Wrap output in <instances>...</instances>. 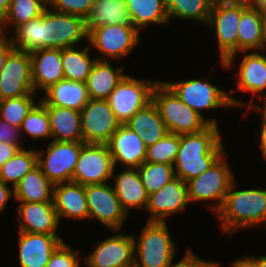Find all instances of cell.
<instances>
[{
    "instance_id": "1",
    "label": "cell",
    "mask_w": 266,
    "mask_h": 267,
    "mask_svg": "<svg viewBox=\"0 0 266 267\" xmlns=\"http://www.w3.org/2000/svg\"><path fill=\"white\" fill-rule=\"evenodd\" d=\"M7 38L15 49L31 53L39 49L75 47L88 39V33L83 17L47 6L40 17L21 24Z\"/></svg>"
},
{
    "instance_id": "2",
    "label": "cell",
    "mask_w": 266,
    "mask_h": 267,
    "mask_svg": "<svg viewBox=\"0 0 266 267\" xmlns=\"http://www.w3.org/2000/svg\"><path fill=\"white\" fill-rule=\"evenodd\" d=\"M222 142L217 125L210 124L198 133L181 134L173 164L175 176L187 182L201 175L225 153Z\"/></svg>"
},
{
    "instance_id": "3",
    "label": "cell",
    "mask_w": 266,
    "mask_h": 267,
    "mask_svg": "<svg viewBox=\"0 0 266 267\" xmlns=\"http://www.w3.org/2000/svg\"><path fill=\"white\" fill-rule=\"evenodd\" d=\"M236 180L231 184L224 203L215 214L221 222L223 233L264 225L266 227V190L251 188L235 190Z\"/></svg>"
},
{
    "instance_id": "4",
    "label": "cell",
    "mask_w": 266,
    "mask_h": 267,
    "mask_svg": "<svg viewBox=\"0 0 266 267\" xmlns=\"http://www.w3.org/2000/svg\"><path fill=\"white\" fill-rule=\"evenodd\" d=\"M152 101L170 133H198L210 124L217 125L216 119H204L195 110L182 102L175 92L165 83L157 82L152 91Z\"/></svg>"
},
{
    "instance_id": "5",
    "label": "cell",
    "mask_w": 266,
    "mask_h": 267,
    "mask_svg": "<svg viewBox=\"0 0 266 267\" xmlns=\"http://www.w3.org/2000/svg\"><path fill=\"white\" fill-rule=\"evenodd\" d=\"M134 239L136 267H169L177 246L171 237L167 222L147 221L141 234Z\"/></svg>"
},
{
    "instance_id": "6",
    "label": "cell",
    "mask_w": 266,
    "mask_h": 267,
    "mask_svg": "<svg viewBox=\"0 0 266 267\" xmlns=\"http://www.w3.org/2000/svg\"><path fill=\"white\" fill-rule=\"evenodd\" d=\"M183 103L195 110L204 119L202 110H213L222 107H243L248 103L239 101L231 96L233 89L225 92L217 86L211 84L208 79H189L178 82H165ZM230 94V95H229Z\"/></svg>"
},
{
    "instance_id": "7",
    "label": "cell",
    "mask_w": 266,
    "mask_h": 267,
    "mask_svg": "<svg viewBox=\"0 0 266 267\" xmlns=\"http://www.w3.org/2000/svg\"><path fill=\"white\" fill-rule=\"evenodd\" d=\"M223 153L207 170L201 175L187 181V191L189 202L212 201L208 209L215 214L222 207L226 194L234 182L233 172L225 159ZM214 200V201H213Z\"/></svg>"
},
{
    "instance_id": "8",
    "label": "cell",
    "mask_w": 266,
    "mask_h": 267,
    "mask_svg": "<svg viewBox=\"0 0 266 267\" xmlns=\"http://www.w3.org/2000/svg\"><path fill=\"white\" fill-rule=\"evenodd\" d=\"M158 81L137 80L126 75L106 99L116 119L125 124L138 110L152 101V91Z\"/></svg>"
},
{
    "instance_id": "9",
    "label": "cell",
    "mask_w": 266,
    "mask_h": 267,
    "mask_svg": "<svg viewBox=\"0 0 266 267\" xmlns=\"http://www.w3.org/2000/svg\"><path fill=\"white\" fill-rule=\"evenodd\" d=\"M83 144L51 140L46 151L36 149L37 165L54 185L71 182Z\"/></svg>"
},
{
    "instance_id": "10",
    "label": "cell",
    "mask_w": 266,
    "mask_h": 267,
    "mask_svg": "<svg viewBox=\"0 0 266 267\" xmlns=\"http://www.w3.org/2000/svg\"><path fill=\"white\" fill-rule=\"evenodd\" d=\"M139 31L133 25L110 24L94 28L87 43L101 53L98 60L127 57L139 42Z\"/></svg>"
},
{
    "instance_id": "11",
    "label": "cell",
    "mask_w": 266,
    "mask_h": 267,
    "mask_svg": "<svg viewBox=\"0 0 266 267\" xmlns=\"http://www.w3.org/2000/svg\"><path fill=\"white\" fill-rule=\"evenodd\" d=\"M113 159L106 144L82 145L72 182L81 185L106 183L112 177Z\"/></svg>"
},
{
    "instance_id": "12",
    "label": "cell",
    "mask_w": 266,
    "mask_h": 267,
    "mask_svg": "<svg viewBox=\"0 0 266 267\" xmlns=\"http://www.w3.org/2000/svg\"><path fill=\"white\" fill-rule=\"evenodd\" d=\"M89 219L95 218L108 229L121 230L129 217L122 208L112 185L106 183L85 186Z\"/></svg>"
},
{
    "instance_id": "13",
    "label": "cell",
    "mask_w": 266,
    "mask_h": 267,
    "mask_svg": "<svg viewBox=\"0 0 266 267\" xmlns=\"http://www.w3.org/2000/svg\"><path fill=\"white\" fill-rule=\"evenodd\" d=\"M37 95L33 88L30 53L13 49L0 71V101Z\"/></svg>"
},
{
    "instance_id": "14",
    "label": "cell",
    "mask_w": 266,
    "mask_h": 267,
    "mask_svg": "<svg viewBox=\"0 0 266 267\" xmlns=\"http://www.w3.org/2000/svg\"><path fill=\"white\" fill-rule=\"evenodd\" d=\"M242 3L214 4L207 24L216 35L220 60L225 62L237 53L238 25L241 20Z\"/></svg>"
},
{
    "instance_id": "15",
    "label": "cell",
    "mask_w": 266,
    "mask_h": 267,
    "mask_svg": "<svg viewBox=\"0 0 266 267\" xmlns=\"http://www.w3.org/2000/svg\"><path fill=\"white\" fill-rule=\"evenodd\" d=\"M80 117L84 143L106 144L121 125L104 99H90Z\"/></svg>"
},
{
    "instance_id": "16",
    "label": "cell",
    "mask_w": 266,
    "mask_h": 267,
    "mask_svg": "<svg viewBox=\"0 0 266 267\" xmlns=\"http://www.w3.org/2000/svg\"><path fill=\"white\" fill-rule=\"evenodd\" d=\"M95 243L94 250L85 258L87 267H130L134 265L133 235L118 233ZM97 244V245H96Z\"/></svg>"
},
{
    "instance_id": "17",
    "label": "cell",
    "mask_w": 266,
    "mask_h": 267,
    "mask_svg": "<svg viewBox=\"0 0 266 267\" xmlns=\"http://www.w3.org/2000/svg\"><path fill=\"white\" fill-rule=\"evenodd\" d=\"M188 204L187 183L175 177L160 190L149 194L145 208L150 212L147 221L165 222L166 217L186 209Z\"/></svg>"
},
{
    "instance_id": "18",
    "label": "cell",
    "mask_w": 266,
    "mask_h": 267,
    "mask_svg": "<svg viewBox=\"0 0 266 267\" xmlns=\"http://www.w3.org/2000/svg\"><path fill=\"white\" fill-rule=\"evenodd\" d=\"M114 167L121 163L126 168H138L145 162L147 146L138 134L121 124L106 143Z\"/></svg>"
},
{
    "instance_id": "19",
    "label": "cell",
    "mask_w": 266,
    "mask_h": 267,
    "mask_svg": "<svg viewBox=\"0 0 266 267\" xmlns=\"http://www.w3.org/2000/svg\"><path fill=\"white\" fill-rule=\"evenodd\" d=\"M18 205L20 232L57 235L60 222L54 202H19Z\"/></svg>"
},
{
    "instance_id": "20",
    "label": "cell",
    "mask_w": 266,
    "mask_h": 267,
    "mask_svg": "<svg viewBox=\"0 0 266 267\" xmlns=\"http://www.w3.org/2000/svg\"><path fill=\"white\" fill-rule=\"evenodd\" d=\"M18 238L21 267H46L50 255L64 241L58 235L20 231Z\"/></svg>"
},
{
    "instance_id": "21",
    "label": "cell",
    "mask_w": 266,
    "mask_h": 267,
    "mask_svg": "<svg viewBox=\"0 0 266 267\" xmlns=\"http://www.w3.org/2000/svg\"><path fill=\"white\" fill-rule=\"evenodd\" d=\"M265 13L257 8L242 3L241 20L238 25L237 53L221 62L223 68L230 69L234 65L237 54L243 51H260L263 39V21Z\"/></svg>"
},
{
    "instance_id": "22",
    "label": "cell",
    "mask_w": 266,
    "mask_h": 267,
    "mask_svg": "<svg viewBox=\"0 0 266 267\" xmlns=\"http://www.w3.org/2000/svg\"><path fill=\"white\" fill-rule=\"evenodd\" d=\"M32 83L35 93L64 80L61 49H39L30 53Z\"/></svg>"
},
{
    "instance_id": "23",
    "label": "cell",
    "mask_w": 266,
    "mask_h": 267,
    "mask_svg": "<svg viewBox=\"0 0 266 267\" xmlns=\"http://www.w3.org/2000/svg\"><path fill=\"white\" fill-rule=\"evenodd\" d=\"M53 202L59 222L61 218L89 219L84 185L72 181L55 184Z\"/></svg>"
},
{
    "instance_id": "24",
    "label": "cell",
    "mask_w": 266,
    "mask_h": 267,
    "mask_svg": "<svg viewBox=\"0 0 266 267\" xmlns=\"http://www.w3.org/2000/svg\"><path fill=\"white\" fill-rule=\"evenodd\" d=\"M115 169L111 180L115 183L113 188L122 208L128 215L131 208L145 209L149 194L140 180L137 168H125L116 175Z\"/></svg>"
},
{
    "instance_id": "25",
    "label": "cell",
    "mask_w": 266,
    "mask_h": 267,
    "mask_svg": "<svg viewBox=\"0 0 266 267\" xmlns=\"http://www.w3.org/2000/svg\"><path fill=\"white\" fill-rule=\"evenodd\" d=\"M247 53H242L244 57L238 67V85L235 90L261 96L266 91V54L259 51Z\"/></svg>"
},
{
    "instance_id": "26",
    "label": "cell",
    "mask_w": 266,
    "mask_h": 267,
    "mask_svg": "<svg viewBox=\"0 0 266 267\" xmlns=\"http://www.w3.org/2000/svg\"><path fill=\"white\" fill-rule=\"evenodd\" d=\"M40 101L44 105L71 108L81 111L90 97L85 82L64 79L44 91Z\"/></svg>"
},
{
    "instance_id": "27",
    "label": "cell",
    "mask_w": 266,
    "mask_h": 267,
    "mask_svg": "<svg viewBox=\"0 0 266 267\" xmlns=\"http://www.w3.org/2000/svg\"><path fill=\"white\" fill-rule=\"evenodd\" d=\"M124 67L114 68L109 60H96L86 80L90 99L106 100L126 76Z\"/></svg>"
},
{
    "instance_id": "28",
    "label": "cell",
    "mask_w": 266,
    "mask_h": 267,
    "mask_svg": "<svg viewBox=\"0 0 266 267\" xmlns=\"http://www.w3.org/2000/svg\"><path fill=\"white\" fill-rule=\"evenodd\" d=\"M50 120L52 141L83 142L80 111L45 105Z\"/></svg>"
},
{
    "instance_id": "29",
    "label": "cell",
    "mask_w": 266,
    "mask_h": 267,
    "mask_svg": "<svg viewBox=\"0 0 266 267\" xmlns=\"http://www.w3.org/2000/svg\"><path fill=\"white\" fill-rule=\"evenodd\" d=\"M125 124L138 134L147 147L155 144L168 133L153 101L138 110Z\"/></svg>"
},
{
    "instance_id": "30",
    "label": "cell",
    "mask_w": 266,
    "mask_h": 267,
    "mask_svg": "<svg viewBox=\"0 0 266 267\" xmlns=\"http://www.w3.org/2000/svg\"><path fill=\"white\" fill-rule=\"evenodd\" d=\"M13 191L17 202H53L54 184L37 165L13 187Z\"/></svg>"
},
{
    "instance_id": "31",
    "label": "cell",
    "mask_w": 266,
    "mask_h": 267,
    "mask_svg": "<svg viewBox=\"0 0 266 267\" xmlns=\"http://www.w3.org/2000/svg\"><path fill=\"white\" fill-rule=\"evenodd\" d=\"M110 24L132 25L125 0H94L85 19L87 33Z\"/></svg>"
},
{
    "instance_id": "32",
    "label": "cell",
    "mask_w": 266,
    "mask_h": 267,
    "mask_svg": "<svg viewBox=\"0 0 266 267\" xmlns=\"http://www.w3.org/2000/svg\"><path fill=\"white\" fill-rule=\"evenodd\" d=\"M132 25L140 31L148 24H169L166 0H125Z\"/></svg>"
},
{
    "instance_id": "33",
    "label": "cell",
    "mask_w": 266,
    "mask_h": 267,
    "mask_svg": "<svg viewBox=\"0 0 266 267\" xmlns=\"http://www.w3.org/2000/svg\"><path fill=\"white\" fill-rule=\"evenodd\" d=\"M47 6L44 0H11L6 15L0 21L4 37L8 35L6 29H13L12 33L21 24L40 17Z\"/></svg>"
},
{
    "instance_id": "34",
    "label": "cell",
    "mask_w": 266,
    "mask_h": 267,
    "mask_svg": "<svg viewBox=\"0 0 266 267\" xmlns=\"http://www.w3.org/2000/svg\"><path fill=\"white\" fill-rule=\"evenodd\" d=\"M89 52L90 45L82 50L77 46L61 49L64 79L86 82L92 66L97 60L95 57L91 59Z\"/></svg>"
},
{
    "instance_id": "35",
    "label": "cell",
    "mask_w": 266,
    "mask_h": 267,
    "mask_svg": "<svg viewBox=\"0 0 266 267\" xmlns=\"http://www.w3.org/2000/svg\"><path fill=\"white\" fill-rule=\"evenodd\" d=\"M37 166L36 149H20L0 168V180L14 187L28 172Z\"/></svg>"
},
{
    "instance_id": "36",
    "label": "cell",
    "mask_w": 266,
    "mask_h": 267,
    "mask_svg": "<svg viewBox=\"0 0 266 267\" xmlns=\"http://www.w3.org/2000/svg\"><path fill=\"white\" fill-rule=\"evenodd\" d=\"M166 7L169 22L179 18L207 24L212 3L210 0H166Z\"/></svg>"
},
{
    "instance_id": "37",
    "label": "cell",
    "mask_w": 266,
    "mask_h": 267,
    "mask_svg": "<svg viewBox=\"0 0 266 267\" xmlns=\"http://www.w3.org/2000/svg\"><path fill=\"white\" fill-rule=\"evenodd\" d=\"M137 170L148 194L160 190L165 184L176 177L173 165L170 164L149 163L145 161Z\"/></svg>"
},
{
    "instance_id": "38",
    "label": "cell",
    "mask_w": 266,
    "mask_h": 267,
    "mask_svg": "<svg viewBox=\"0 0 266 267\" xmlns=\"http://www.w3.org/2000/svg\"><path fill=\"white\" fill-rule=\"evenodd\" d=\"M36 95H24L0 101V118L20 128L22 121L30 110L38 103Z\"/></svg>"
},
{
    "instance_id": "39",
    "label": "cell",
    "mask_w": 266,
    "mask_h": 267,
    "mask_svg": "<svg viewBox=\"0 0 266 267\" xmlns=\"http://www.w3.org/2000/svg\"><path fill=\"white\" fill-rule=\"evenodd\" d=\"M30 110L20 126L21 135L26 133L32 139H52L50 120L46 106L40 101Z\"/></svg>"
},
{
    "instance_id": "40",
    "label": "cell",
    "mask_w": 266,
    "mask_h": 267,
    "mask_svg": "<svg viewBox=\"0 0 266 267\" xmlns=\"http://www.w3.org/2000/svg\"><path fill=\"white\" fill-rule=\"evenodd\" d=\"M180 146V135L166 133L155 144L147 147L145 161L173 165Z\"/></svg>"
},
{
    "instance_id": "41",
    "label": "cell",
    "mask_w": 266,
    "mask_h": 267,
    "mask_svg": "<svg viewBox=\"0 0 266 267\" xmlns=\"http://www.w3.org/2000/svg\"><path fill=\"white\" fill-rule=\"evenodd\" d=\"M79 252L64 241L50 255L46 267H80Z\"/></svg>"
},
{
    "instance_id": "42",
    "label": "cell",
    "mask_w": 266,
    "mask_h": 267,
    "mask_svg": "<svg viewBox=\"0 0 266 267\" xmlns=\"http://www.w3.org/2000/svg\"><path fill=\"white\" fill-rule=\"evenodd\" d=\"M93 3L94 0H53L48 6L57 12L77 15L86 19Z\"/></svg>"
},
{
    "instance_id": "43",
    "label": "cell",
    "mask_w": 266,
    "mask_h": 267,
    "mask_svg": "<svg viewBox=\"0 0 266 267\" xmlns=\"http://www.w3.org/2000/svg\"><path fill=\"white\" fill-rule=\"evenodd\" d=\"M220 262L207 261L199 258L190 248L185 252L184 258L169 267H219Z\"/></svg>"
},
{
    "instance_id": "44",
    "label": "cell",
    "mask_w": 266,
    "mask_h": 267,
    "mask_svg": "<svg viewBox=\"0 0 266 267\" xmlns=\"http://www.w3.org/2000/svg\"><path fill=\"white\" fill-rule=\"evenodd\" d=\"M20 128L3 121L0 118V142L22 145ZM21 143V144H20Z\"/></svg>"
},
{
    "instance_id": "45",
    "label": "cell",
    "mask_w": 266,
    "mask_h": 267,
    "mask_svg": "<svg viewBox=\"0 0 266 267\" xmlns=\"http://www.w3.org/2000/svg\"><path fill=\"white\" fill-rule=\"evenodd\" d=\"M22 148H24L22 145L0 142V168Z\"/></svg>"
},
{
    "instance_id": "46",
    "label": "cell",
    "mask_w": 266,
    "mask_h": 267,
    "mask_svg": "<svg viewBox=\"0 0 266 267\" xmlns=\"http://www.w3.org/2000/svg\"><path fill=\"white\" fill-rule=\"evenodd\" d=\"M11 198L14 199L13 188L8 187V184L0 180V212L6 210V204Z\"/></svg>"
},
{
    "instance_id": "47",
    "label": "cell",
    "mask_w": 266,
    "mask_h": 267,
    "mask_svg": "<svg viewBox=\"0 0 266 267\" xmlns=\"http://www.w3.org/2000/svg\"><path fill=\"white\" fill-rule=\"evenodd\" d=\"M14 49L12 42L7 38L4 37L0 41V71L5 65V61L8 57V54Z\"/></svg>"
},
{
    "instance_id": "48",
    "label": "cell",
    "mask_w": 266,
    "mask_h": 267,
    "mask_svg": "<svg viewBox=\"0 0 266 267\" xmlns=\"http://www.w3.org/2000/svg\"><path fill=\"white\" fill-rule=\"evenodd\" d=\"M232 267H260L258 263V257L244 255L242 259H235L231 263Z\"/></svg>"
},
{
    "instance_id": "49",
    "label": "cell",
    "mask_w": 266,
    "mask_h": 267,
    "mask_svg": "<svg viewBox=\"0 0 266 267\" xmlns=\"http://www.w3.org/2000/svg\"><path fill=\"white\" fill-rule=\"evenodd\" d=\"M263 96H259L260 98H258V99H261V100H263L264 102H263V104L264 105H259L258 103H253L252 101L253 100H251V102L248 104V106H247V108H248V110L249 109H251L252 108V111H256V112H260L261 113V118H262V122H266V93H265V95L264 94H262ZM263 97V98H262ZM254 109V110H253Z\"/></svg>"
},
{
    "instance_id": "50",
    "label": "cell",
    "mask_w": 266,
    "mask_h": 267,
    "mask_svg": "<svg viewBox=\"0 0 266 267\" xmlns=\"http://www.w3.org/2000/svg\"><path fill=\"white\" fill-rule=\"evenodd\" d=\"M259 126H261V130L259 132V145L261 147L262 156L266 160V122H261Z\"/></svg>"
},
{
    "instance_id": "51",
    "label": "cell",
    "mask_w": 266,
    "mask_h": 267,
    "mask_svg": "<svg viewBox=\"0 0 266 267\" xmlns=\"http://www.w3.org/2000/svg\"><path fill=\"white\" fill-rule=\"evenodd\" d=\"M248 5L266 13V0H248Z\"/></svg>"
},
{
    "instance_id": "52",
    "label": "cell",
    "mask_w": 266,
    "mask_h": 267,
    "mask_svg": "<svg viewBox=\"0 0 266 267\" xmlns=\"http://www.w3.org/2000/svg\"><path fill=\"white\" fill-rule=\"evenodd\" d=\"M11 0H0V21L6 15Z\"/></svg>"
},
{
    "instance_id": "53",
    "label": "cell",
    "mask_w": 266,
    "mask_h": 267,
    "mask_svg": "<svg viewBox=\"0 0 266 267\" xmlns=\"http://www.w3.org/2000/svg\"><path fill=\"white\" fill-rule=\"evenodd\" d=\"M212 5L214 4H227V3H245L248 0H210Z\"/></svg>"
},
{
    "instance_id": "54",
    "label": "cell",
    "mask_w": 266,
    "mask_h": 267,
    "mask_svg": "<svg viewBox=\"0 0 266 267\" xmlns=\"http://www.w3.org/2000/svg\"><path fill=\"white\" fill-rule=\"evenodd\" d=\"M266 51V13L264 16V21H263V39H262V46L260 51H262L263 53Z\"/></svg>"
},
{
    "instance_id": "55",
    "label": "cell",
    "mask_w": 266,
    "mask_h": 267,
    "mask_svg": "<svg viewBox=\"0 0 266 267\" xmlns=\"http://www.w3.org/2000/svg\"><path fill=\"white\" fill-rule=\"evenodd\" d=\"M258 263L260 267H266V256H258Z\"/></svg>"
},
{
    "instance_id": "56",
    "label": "cell",
    "mask_w": 266,
    "mask_h": 267,
    "mask_svg": "<svg viewBox=\"0 0 266 267\" xmlns=\"http://www.w3.org/2000/svg\"><path fill=\"white\" fill-rule=\"evenodd\" d=\"M3 38H4V35H3V33H2V31H1V29H0V41H1Z\"/></svg>"
},
{
    "instance_id": "57",
    "label": "cell",
    "mask_w": 266,
    "mask_h": 267,
    "mask_svg": "<svg viewBox=\"0 0 266 267\" xmlns=\"http://www.w3.org/2000/svg\"><path fill=\"white\" fill-rule=\"evenodd\" d=\"M47 5H49L53 0H44Z\"/></svg>"
}]
</instances>
